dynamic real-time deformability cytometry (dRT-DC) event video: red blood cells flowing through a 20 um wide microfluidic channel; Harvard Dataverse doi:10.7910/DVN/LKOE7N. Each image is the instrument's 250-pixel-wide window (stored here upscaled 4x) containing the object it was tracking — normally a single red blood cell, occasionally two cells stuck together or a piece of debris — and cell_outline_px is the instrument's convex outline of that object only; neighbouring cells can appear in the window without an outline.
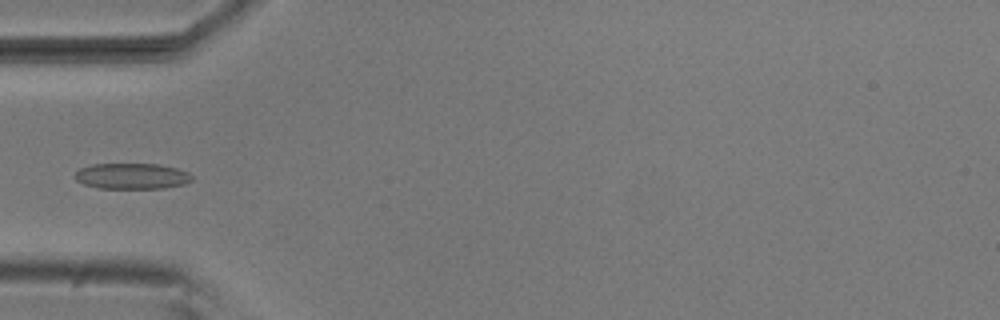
{"species": "common noctule bat (a hibernating species)", "species_latin": "Nyctalus noctula", "temperature_condition": "room temperature", "stored_images_in_passage": 5, "camera_frame_rate_fps": 3000, "um_per_image_px": 0.085, "animal": {"sex": "male", "body_mass_g": 20.5, "forearm_length_mm": 52.5}, "frame": {"image": 1, "passage_image": 5, "time_ms": 1.333, "image_size_px": [1000, 320], "cell_outline_px": [[192, 180], [184, 184], [164, 188], [96, 188], [84, 184], [76, 180], [76, 172], [80, 168], [92, 164], [156, 164], [176, 168], [188, 172], [192, 176]], "centroid_in_image_um": [11.21, 14.97], "position_along_channel_um": 73.8, "area_um2": 17.51}}